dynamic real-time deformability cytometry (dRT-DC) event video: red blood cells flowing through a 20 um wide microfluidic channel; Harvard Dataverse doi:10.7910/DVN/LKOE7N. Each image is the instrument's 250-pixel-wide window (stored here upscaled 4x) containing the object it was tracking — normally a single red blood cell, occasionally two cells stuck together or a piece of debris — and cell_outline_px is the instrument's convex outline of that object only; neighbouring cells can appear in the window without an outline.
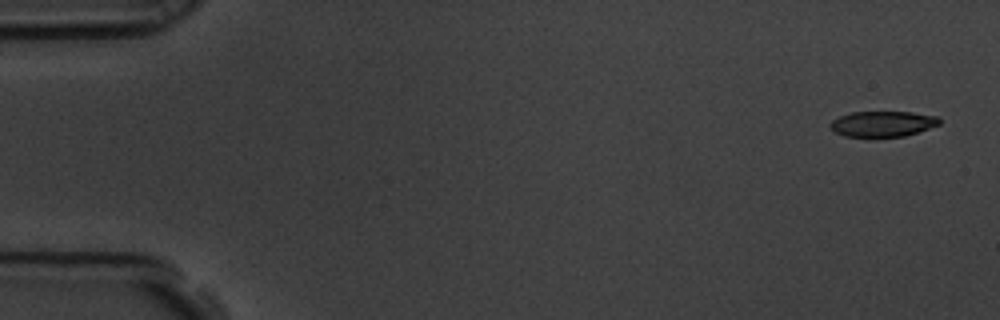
{"species": "common noctule bat (a hibernating species)", "species_latin": "Nyctalus noctula", "temperature_condition": "room temperature", "stored_images_in_passage": 12, "camera_frame_rate_fps": 3000, "um_per_image_px": 0.085, "animal": {"sex": "male", "body_mass_g": 19.5, "forearm_length_mm": 54.6}, "frame": {"image": 1, "passage_image": 1, "time_ms": 0.0, "image_size_px": [1000, 320], "cell_outline_px": [[940, 124], [904, 136], [844, 136], [836, 132], [828, 124], [832, 120], [840, 116], [852, 112], [912, 112], [940, 116]], "centroid_in_image_um": [75.04, 10.51], "position_along_channel_um": 10.0, "area_um2": 16.07}}
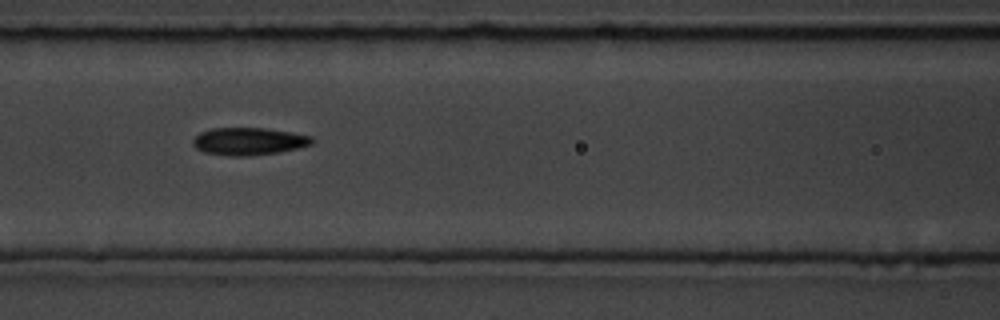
{"frame": {"image": 2, "passage_image": 7, "time_ms": 2.0, "image_size_px": [1000, 320], "cell_outline_px": [[316, 140], [312, 144], [296, 148], [276, 152], [248, 156], [228, 156], [204, 152], [196, 148], [192, 144], [192, 140], [200, 132], [212, 128], [264, 128], [292, 132], [312, 136]], "centroid_in_image_um": [21.14, 12.0], "position_along_channel_um": 145.5, "area_um2": 19.07}}
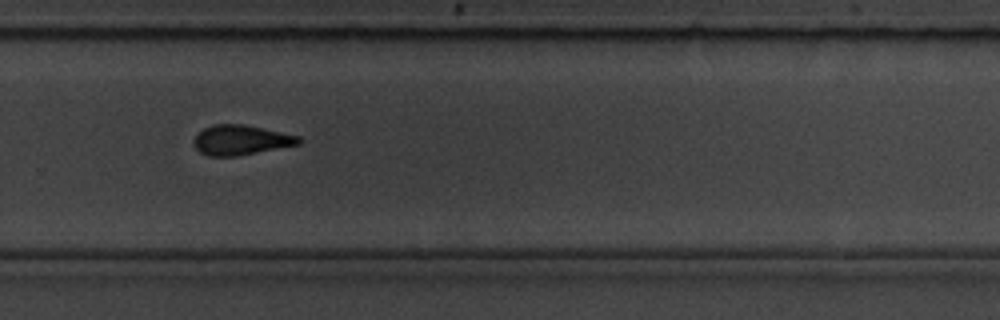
{"frame": {"image": 3, "passage_image": 11, "time_ms": 3.333, "image_size_px": [1000, 320], "cell_outline_px": [[304, 140], [300, 144], [236, 156], [208, 156], [200, 152], [192, 144], [192, 140], [204, 128], [212, 124], [244, 124], [300, 136]], "centroid_in_image_um": [20.47, 11.9], "position_along_channel_um": 309.3, "area_um2": 18.32}}